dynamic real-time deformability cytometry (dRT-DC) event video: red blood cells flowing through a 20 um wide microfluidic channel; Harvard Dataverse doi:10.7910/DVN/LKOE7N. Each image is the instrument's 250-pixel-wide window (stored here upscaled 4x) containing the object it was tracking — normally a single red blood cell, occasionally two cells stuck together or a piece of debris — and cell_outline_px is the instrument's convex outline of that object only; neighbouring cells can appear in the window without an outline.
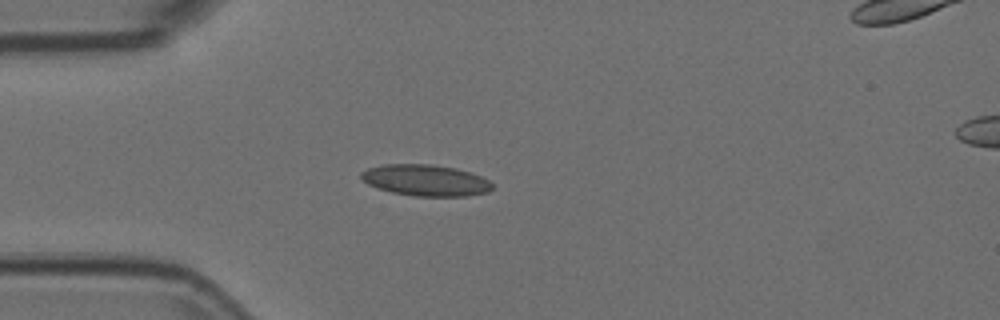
{"species": "Egyptian fruit bat (a non-hibernating species)", "species_latin": "Rousettus aegyptiacus", "temperature_condition": "room temperature", "stored_images_in_passage": 6, "camera_frame_rate_fps": 3000, "um_per_image_px": 0.085, "animal": {"sex": "female"}, "frame": {"image": 1, "passage_image": 5, "time_ms": 1.333, "image_size_px": [1000, 320], "cell_outline_px": [[492, 188], [488, 192], [468, 196], [412, 196], [392, 192], [376, 188], [368, 184], [360, 176], [360, 172], [368, 168], [380, 164], [432, 164], [456, 168], [480, 176], [488, 180], [492, 184]], "centroid_in_image_um": [36.14, 15.32], "position_along_channel_um": 48.9, "area_um2": 23.99}}